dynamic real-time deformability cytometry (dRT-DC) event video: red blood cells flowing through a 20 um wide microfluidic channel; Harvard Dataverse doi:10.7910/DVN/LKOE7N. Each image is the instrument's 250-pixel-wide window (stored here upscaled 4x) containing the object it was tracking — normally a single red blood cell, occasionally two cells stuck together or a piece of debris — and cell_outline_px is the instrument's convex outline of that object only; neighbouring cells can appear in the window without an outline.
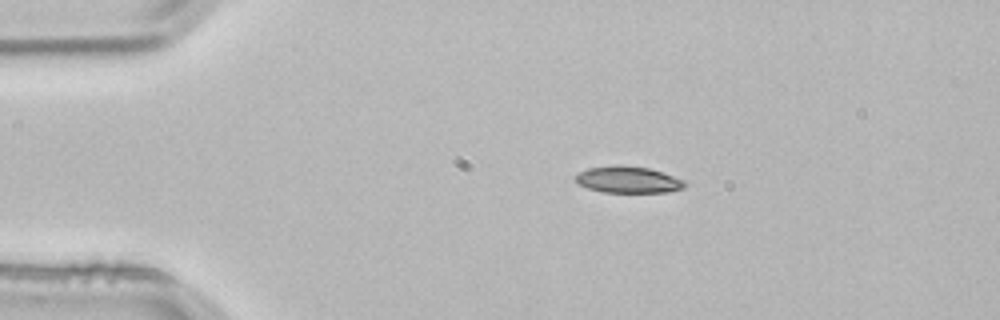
{"species": "common noctule bat (a hibernating species)", "species_latin": "Nyctalus noctula", "temperature_condition": "room temperature", "stored_images_in_passage": 2, "camera_frame_rate_fps": 3000, "um_per_image_px": 0.085, "animal": {"sex": "male", "body_mass_g": 21.5, "forearm_length_mm": 52.0}, "frame": {"image": 1, "passage_image": 1, "time_ms": 0.0, "image_size_px": [1000, 320], "cell_outline_px": [[684, 188], [668, 192], [604, 192], [588, 188], [580, 184], [576, 180], [576, 176], [580, 172], [588, 168], [616, 164], [624, 164], [648, 168], [684, 180]], "centroid_in_image_um": [53.38, 15.26], "position_along_channel_um": 31.6, "area_um2": 16.76}}